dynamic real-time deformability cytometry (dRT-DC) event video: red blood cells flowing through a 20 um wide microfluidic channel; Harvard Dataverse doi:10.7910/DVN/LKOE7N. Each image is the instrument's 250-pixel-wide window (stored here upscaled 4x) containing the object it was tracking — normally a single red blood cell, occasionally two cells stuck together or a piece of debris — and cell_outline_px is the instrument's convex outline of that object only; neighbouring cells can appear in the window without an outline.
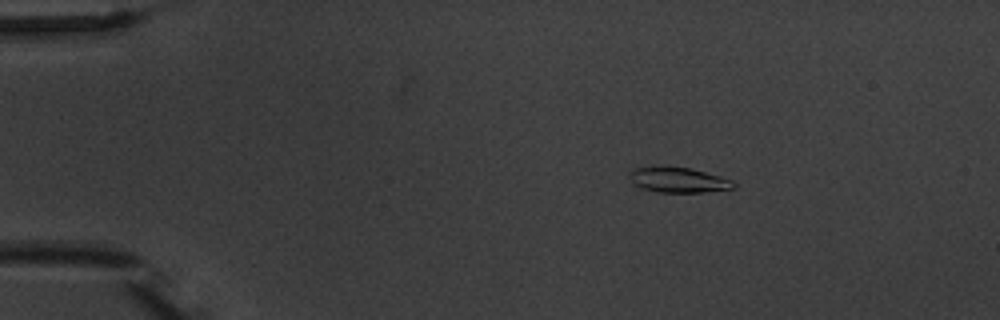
{"species": "common noctule bat (a hibernating species)", "species_latin": "Nyctalus noctula", "temperature_condition": "warm", "stored_images_in_passage": 5, "camera_frame_rate_fps": 3000, "um_per_image_px": 0.085, "animal": {"sex": "male", "body_mass_g": 20.1, "forearm_length_mm": 53.5}, "frame": {"image": 1, "passage_image": 3, "time_ms": 2.667, "image_size_px": [1000, 320], "cell_outline_px": [[736, 188], [704, 192], [656, 192], [632, 184], [628, 176], [628, 172], [632, 168], [656, 164], [664, 164], [692, 168], [720, 176], [732, 180], [736, 184]], "centroid_in_image_um": [57.58, 15.24], "position_along_channel_um": 27.4, "area_um2": 16.07}}